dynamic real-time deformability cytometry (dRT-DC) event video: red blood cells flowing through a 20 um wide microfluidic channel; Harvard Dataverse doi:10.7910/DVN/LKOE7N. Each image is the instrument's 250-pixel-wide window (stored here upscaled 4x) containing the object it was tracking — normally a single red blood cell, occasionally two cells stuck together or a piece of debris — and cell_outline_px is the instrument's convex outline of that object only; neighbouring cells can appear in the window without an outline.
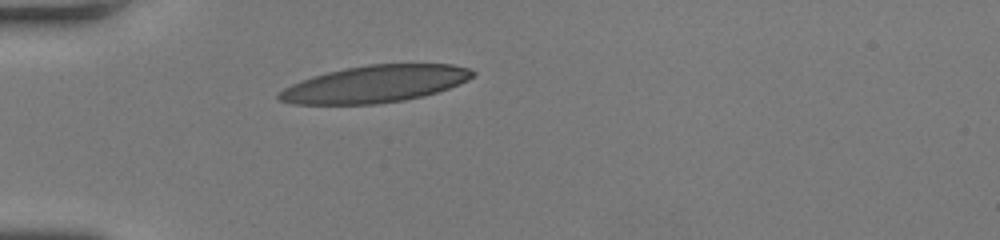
{"species": "human", "species_latin": "Homo sapiens", "temperature_condition": "room temperature", "stored_images_in_passage": 29, "camera_frame_rate_fps": 3000, "um_per_image_px": 0.085, "donor": {"sex": "female"}, "frame": {"image": 1, "passage_image": 1, "time_ms": 0.0, "image_size_px": [1000, 240], "cell_outline_px": [[476, 72], [468, 80], [448, 88], [424, 96], [404, 100], [376, 104], [292, 104], [280, 100], [276, 96], [276, 92], [292, 84], [328, 72], [344, 68], [368, 64], [452, 64], [468, 68]], "centroid_in_image_um": [31.88, 7.14], "position_along_channel_um": 53.1, "area_um2": 41.56}}
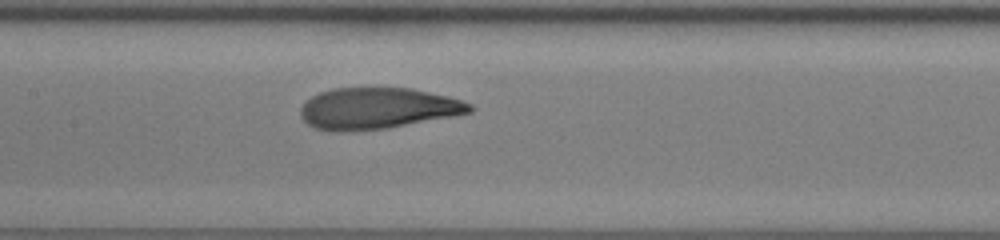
{"frame": {"image": 2, "passage_image": 11, "time_ms": 3.333, "image_size_px": [1000, 240], "cell_outline_px": [[472, 112], [452, 116], [384, 128], [340, 132], [336, 132], [316, 128], [308, 124], [300, 116], [300, 108], [312, 96], [320, 92], [332, 88], [412, 88], [448, 96], [472, 104]], "centroid_in_image_um": [32.07, 9.2], "position_along_channel_um": 175.3, "area_um2": 40.34}}
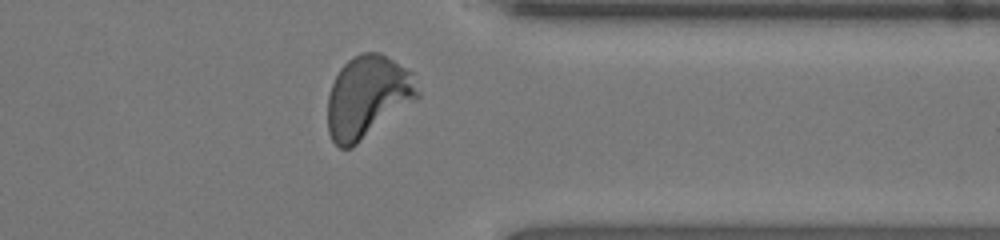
{"frame": {"image": 3, "passage_image": 26, "time_ms": 8.333, "image_size_px": [1000, 240], "cell_outline_px": [[420, 96], [352, 148], [340, 148], [332, 140], [328, 132], [328, 96], [332, 84], [340, 68], [348, 60], [360, 52], [380, 52], [412, 72], [420, 92]], "centroid_in_image_um": [31.24, 8.22], "position_along_channel_um": 380.2, "area_um2": 42.89}, "authors_computed_cell_mechanics": {"area_um2": 41.1536, "velocity_mm_per_s": 4.1833, "shape_relaxation_time_tau1_ms": 4.2508, "shape_relaxation_time_tau2_ms": 1.0474, "deformation_change_tau1": 0.2255, "deformation_change_tau2": 0.0614}}